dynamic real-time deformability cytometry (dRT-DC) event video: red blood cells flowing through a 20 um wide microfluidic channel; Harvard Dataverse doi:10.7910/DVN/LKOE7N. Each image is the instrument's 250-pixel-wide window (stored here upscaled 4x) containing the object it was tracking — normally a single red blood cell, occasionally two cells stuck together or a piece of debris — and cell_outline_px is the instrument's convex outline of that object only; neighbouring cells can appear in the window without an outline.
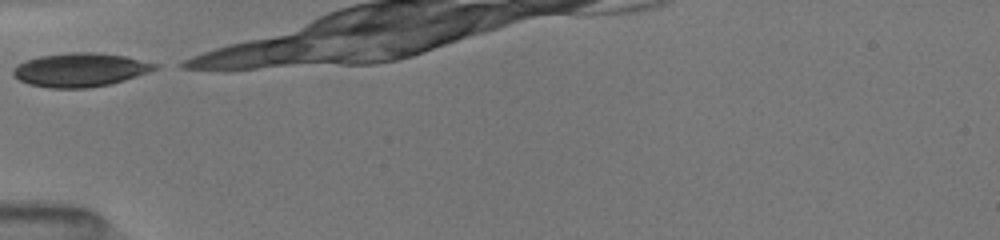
{"species": "common noctule bat (a hibernating species)", "species_latin": "Nyctalus noctula", "temperature_condition": "room temperature", "stored_images_in_passage": 5, "camera_frame_rate_fps": 3000, "um_per_image_px": 0.085, "animal": {"sex": "female", "body_mass_g": 19.5, "forearm_length_mm": 54.1}, "frame": {"image": 1, "passage_image": 1, "time_ms": 0.0, "image_size_px": [1000, 240], "cell_outline_px": [[160, 68], [112, 84], [88, 88], [48, 88], [28, 84], [20, 80], [12, 72], [12, 68], [16, 64], [40, 56], [68, 52], [96, 52], [124, 56], [160, 64]], "centroid_in_image_um": [6.83, 5.94], "position_along_channel_um": 78.2, "area_um2": 27.98}}